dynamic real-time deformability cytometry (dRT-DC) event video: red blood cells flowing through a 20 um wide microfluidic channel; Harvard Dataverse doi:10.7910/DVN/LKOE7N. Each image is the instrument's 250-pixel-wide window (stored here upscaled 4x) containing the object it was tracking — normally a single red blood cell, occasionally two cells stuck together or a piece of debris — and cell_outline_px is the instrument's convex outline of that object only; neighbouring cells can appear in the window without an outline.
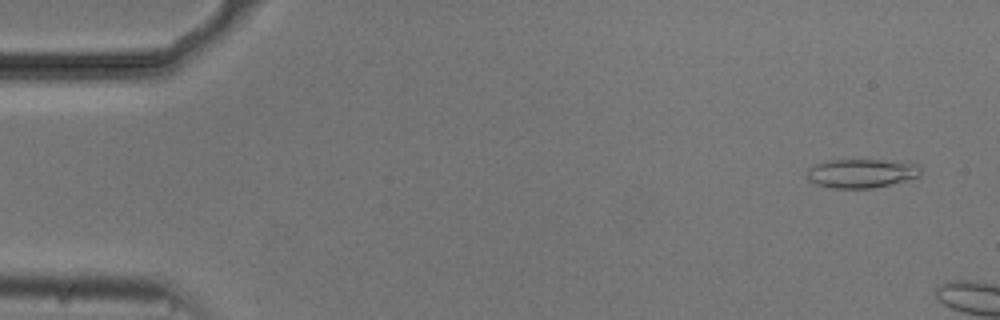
{"species": "common noctule bat (a hibernating species)", "species_latin": "Nyctalus noctula", "temperature_condition": "cold", "stored_images_in_passage": 6, "camera_frame_rate_fps": 3000, "um_per_image_px": 0.085, "animal": {"sex": "male", "body_mass_g": 20.5, "forearm_length_mm": 52.5}, "frame": {"image": 1, "passage_image": 2, "time_ms": 0.333, "image_size_px": [1000, 320], "cell_outline_px": [[924, 172], [920, 176], [872, 188], [828, 188], [816, 184], [808, 180], [808, 168], [812, 164], [828, 160], [880, 160], [916, 164]], "centroid_in_image_um": [73.17, 14.73], "position_along_channel_um": 11.8, "area_um2": 19.07}}